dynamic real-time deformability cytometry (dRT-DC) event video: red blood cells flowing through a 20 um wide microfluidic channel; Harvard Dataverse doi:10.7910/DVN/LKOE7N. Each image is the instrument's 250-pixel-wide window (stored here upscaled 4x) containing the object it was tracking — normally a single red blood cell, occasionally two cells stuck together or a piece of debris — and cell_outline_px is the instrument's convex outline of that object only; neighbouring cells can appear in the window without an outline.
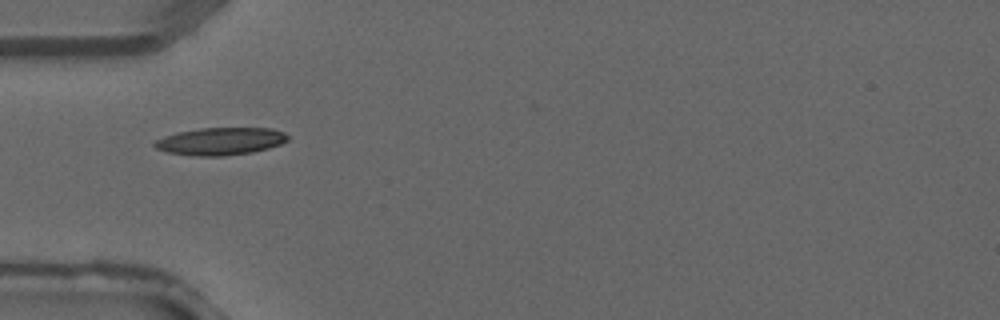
{"species": "common noctule bat (a hibernating species)", "species_latin": "Nyctalus noctula", "temperature_condition": "warm", "stored_images_in_passage": 2, "camera_frame_rate_fps": 3000, "um_per_image_px": 0.085, "animal": {"sex": "male", "forearm_length_mm": 52.5}, "frame": {"image": 1, "passage_image": 1, "time_ms": 0.0, "image_size_px": [1000, 320], "cell_outline_px": [[288, 140], [280, 144], [268, 148], [252, 152], [224, 156], [196, 156], [168, 152], [156, 148], [152, 144], [156, 140], [164, 136], [176, 132], [200, 128], [272, 128], [284, 132], [288, 136]], "centroid_in_image_um": [18.74, 12.0], "position_along_channel_um": 66.3, "area_um2": 21.33}}
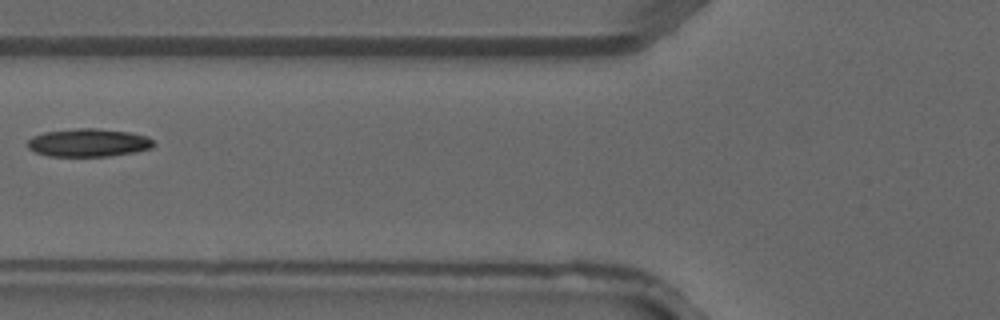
{"frame": {"image": 2, "passage_image": 2, "time_ms": 0.333, "image_size_px": [1000, 320], "cell_outline_px": [[156, 144], [152, 148], [136, 152], [112, 156], [48, 156], [36, 152], [28, 148], [28, 140], [32, 136], [44, 132], [80, 128], [96, 128], [128, 132], [148, 136]], "centroid_in_image_um": [7.55, 12.13], "position_along_channel_um": 118.3, "area_um2": 20.69}}